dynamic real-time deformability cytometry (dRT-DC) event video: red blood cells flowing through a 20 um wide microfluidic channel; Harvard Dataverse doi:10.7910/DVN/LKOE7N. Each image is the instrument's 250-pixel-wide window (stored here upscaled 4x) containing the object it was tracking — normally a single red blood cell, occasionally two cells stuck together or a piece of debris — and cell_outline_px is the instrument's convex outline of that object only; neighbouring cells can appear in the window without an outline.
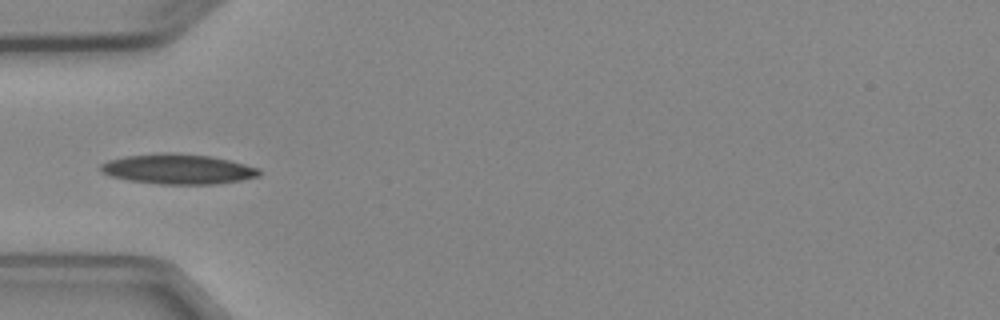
{"species": "Egyptian fruit bat (a non-hibernating species)", "species_latin": "Rousettus aegyptiacus", "temperature_condition": "cold", "stored_images_in_passage": 4, "camera_frame_rate_fps": 3000, "um_per_image_px": 0.085, "animal": {"sex": "female"}, "frame": {"image": 1, "passage_image": 3, "time_ms": 2.333, "image_size_px": [1000, 320], "cell_outline_px": [[260, 176], [240, 180], [216, 184], [160, 184], [128, 180], [108, 176], [100, 172], [100, 164], [108, 160], [124, 156], [160, 152], [172, 152], [208, 156], [228, 160], [260, 168]], "centroid_in_image_um": [15.07, 14.37], "position_along_channel_um": 69.9, "area_um2": 27.92}}